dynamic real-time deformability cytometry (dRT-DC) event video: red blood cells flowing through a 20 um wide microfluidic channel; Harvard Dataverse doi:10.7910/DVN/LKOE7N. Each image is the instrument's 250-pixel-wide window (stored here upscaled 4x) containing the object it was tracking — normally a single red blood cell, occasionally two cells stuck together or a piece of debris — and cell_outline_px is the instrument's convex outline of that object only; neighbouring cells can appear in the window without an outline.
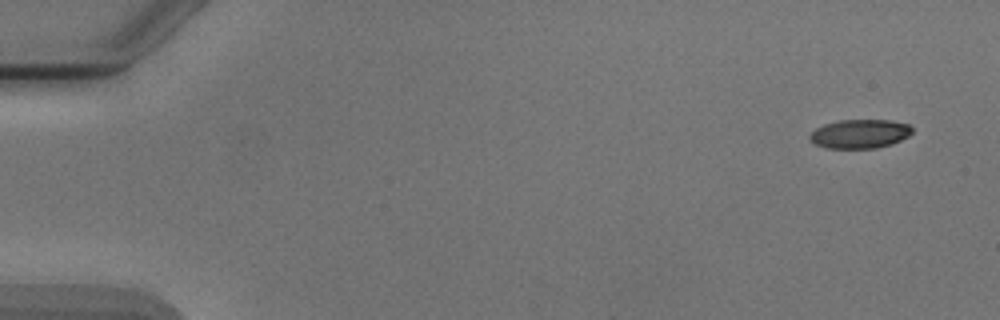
{"species": "Egyptian fruit bat (a non-hibernating species)", "species_latin": "Rousettus aegyptiacus", "temperature_condition": "cold", "stored_images_in_passage": 4, "camera_frame_rate_fps": 3000, "um_per_image_px": 0.085, "animal": {"sex": "male"}, "frame": {"image": 1, "passage_image": 1, "time_ms": 0.0, "image_size_px": [1000, 320], "cell_outline_px": [[912, 132], [908, 136], [892, 144], [876, 148], [824, 148], [808, 140], [808, 136], [816, 128], [824, 124], [840, 120], [892, 120], [908, 124], [912, 128]], "centroid_in_image_um": [73.07, 11.38], "position_along_channel_um": 11.9, "area_um2": 17.34}}
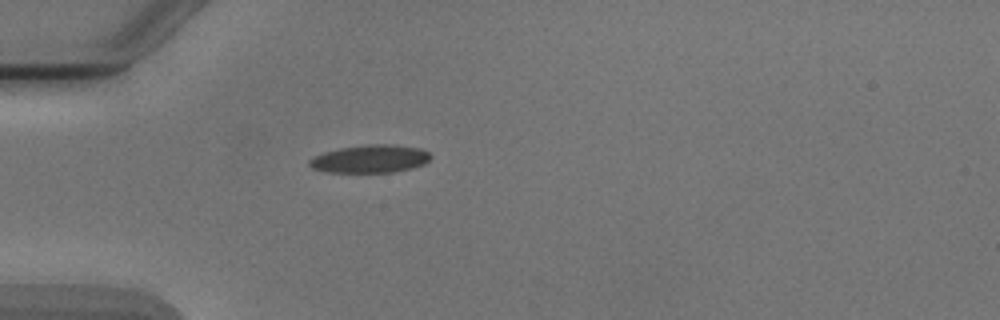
{"frame": {"image": 2, "passage_image": 4, "time_ms": 4.333, "image_size_px": [1000, 320], "cell_outline_px": [[432, 156], [424, 164], [412, 168], [396, 172], [328, 172], [312, 168], [308, 164], [308, 160], [324, 152], [340, 148], [372, 144], [396, 144], [420, 148], [428, 152]], "centroid_in_image_um": [31.49, 13.5], "position_along_channel_um": 53.5, "area_um2": 19.71}}